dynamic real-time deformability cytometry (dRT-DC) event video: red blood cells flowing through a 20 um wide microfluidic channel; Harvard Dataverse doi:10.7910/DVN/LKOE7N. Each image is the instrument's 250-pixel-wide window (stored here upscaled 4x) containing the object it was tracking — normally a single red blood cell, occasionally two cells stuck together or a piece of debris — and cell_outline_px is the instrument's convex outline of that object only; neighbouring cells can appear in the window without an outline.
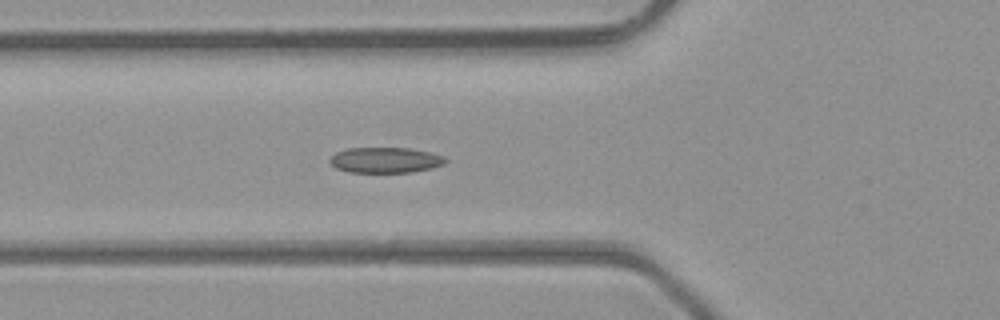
{"species": "common noctule bat (a hibernating species)", "species_latin": "Nyctalus noctula", "temperature_condition": "room temperature", "stored_images_in_passage": 4, "camera_frame_rate_fps": 3000, "um_per_image_px": 0.085, "animal": {"sex": "male", "body_mass_g": 23.1, "forearm_length_mm": 52.7}, "frame": {"image": 1, "passage_image": 4, "time_ms": 1.0, "image_size_px": [1000, 320], "cell_outline_px": [[448, 160], [444, 164], [432, 168], [412, 172], [348, 172], [336, 168], [328, 160], [336, 152], [348, 148], [408, 148], [432, 152], [444, 156]], "centroid_in_image_um": [32.78, 13.6], "position_along_channel_um": 93.0, "area_um2": 17.28}}